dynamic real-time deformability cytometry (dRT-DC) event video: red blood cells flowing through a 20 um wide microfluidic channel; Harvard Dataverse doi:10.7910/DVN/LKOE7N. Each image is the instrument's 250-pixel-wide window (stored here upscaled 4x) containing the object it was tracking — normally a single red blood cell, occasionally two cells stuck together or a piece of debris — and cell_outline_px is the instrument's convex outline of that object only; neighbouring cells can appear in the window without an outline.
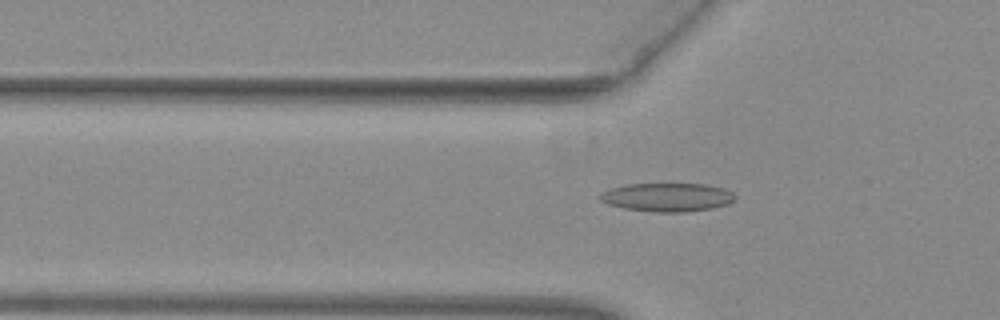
{"species": "common noctule bat (a hibernating species)", "species_latin": "Nyctalus noctula", "temperature_condition": "warm", "stored_images_in_passage": 49, "camera_frame_rate_fps": 3000, "um_per_image_px": 0.085, "animal": {"sex": "female", "body_mass_g": 29.2, "forearm_length_mm": 56.3}, "frame": {"image": 1, "passage_image": 18, "time_ms": 5.667, "image_size_px": [1000, 320], "cell_outline_px": [[736, 200], [728, 204], [712, 208], [688, 212], [652, 212], [624, 208], [608, 204], [600, 200], [600, 196], [604, 192], [612, 188], [628, 184], [704, 184], [724, 188], [732, 192], [736, 196]], "centroid_in_image_um": [56.78, 16.77], "position_along_channel_um": 69.0, "area_um2": 22.43}}
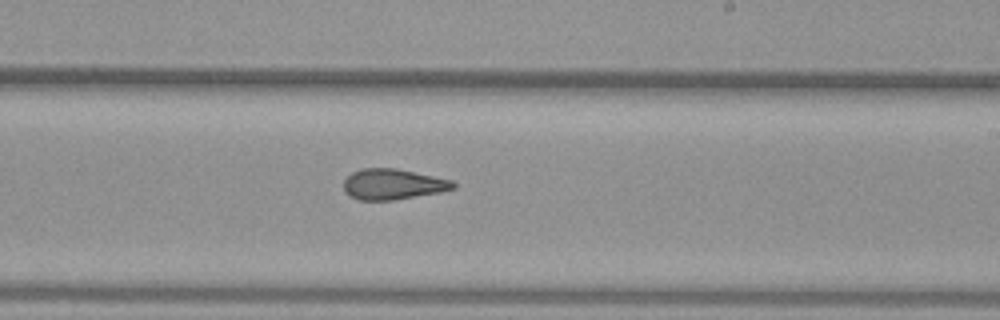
{"frame": {"image": 2, "passage_image": 32, "time_ms": 10.333, "image_size_px": [1000, 320], "cell_outline_px": [[456, 188], [440, 192], [396, 200], [360, 200], [344, 192], [344, 180], [352, 172], [360, 168], [396, 168], [452, 180], [456, 184]], "centroid_in_image_um": [33.4, 15.66], "position_along_channel_um": 255.6, "area_um2": 19.59}}
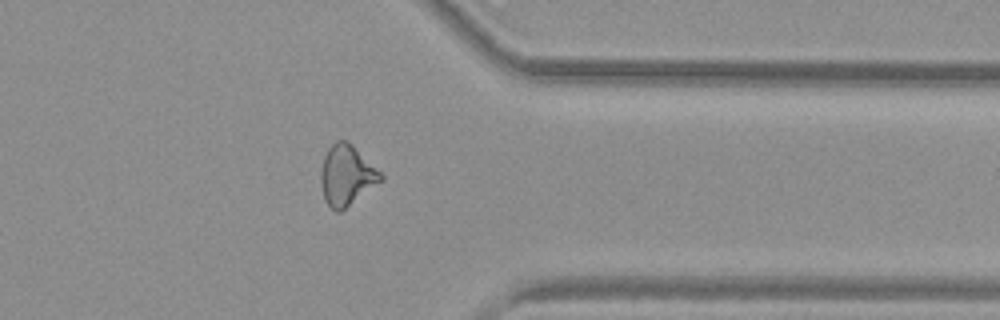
{"frame": {"image": 3, "passage_image": 42, "time_ms": 13.667, "image_size_px": [1000, 320], "cell_outline_px": [[384, 180], [340, 212], [336, 212], [324, 200], [320, 180], [320, 172], [324, 156], [328, 148], [336, 140], [344, 140], [352, 144], [384, 176]], "centroid_in_image_um": [29.46, 14.91], "position_along_channel_um": 381.9, "area_um2": 21.04}}